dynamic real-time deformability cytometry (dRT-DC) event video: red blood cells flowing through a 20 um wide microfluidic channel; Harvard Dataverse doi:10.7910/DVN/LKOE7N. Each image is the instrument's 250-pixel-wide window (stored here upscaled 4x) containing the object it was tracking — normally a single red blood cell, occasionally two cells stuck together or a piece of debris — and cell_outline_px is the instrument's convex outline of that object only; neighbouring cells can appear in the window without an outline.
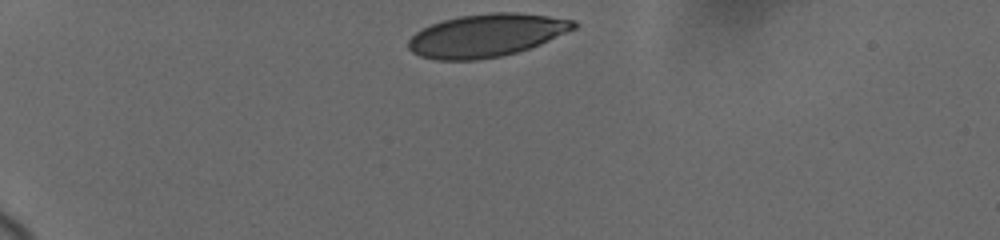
{"species": "human", "species_latin": "Homo sapiens", "temperature_condition": "cold", "stored_images_in_passage": 26, "camera_frame_rate_fps": 3000, "um_per_image_px": 0.085, "donor": {"sex": "female"}, "frame": {"image": 1, "passage_image": 1, "time_ms": 0.0, "image_size_px": [1000, 240], "cell_outline_px": [[580, 24], [576, 28], [540, 44], [516, 52], [500, 56], [476, 60], [436, 60], [420, 56], [412, 52], [408, 48], [408, 40], [416, 32], [432, 24], [444, 20], [460, 16], [488, 12], [516, 12], [548, 16], [576, 20]], "centroid_in_image_um": [41.36, 3.0], "position_along_channel_um": 43.6, "area_um2": 41.27}}
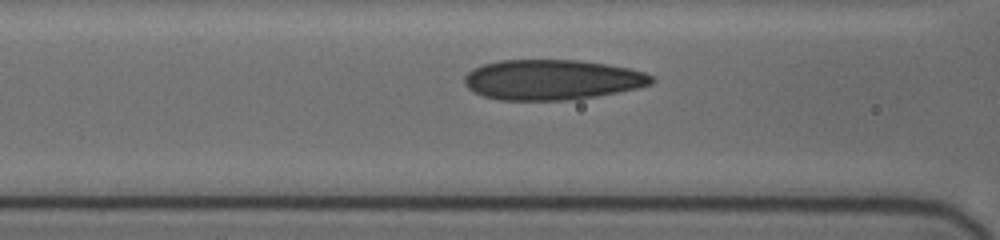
{"frame": {"image": 2, "passage_image": 18, "time_ms": 3.667, "image_size_px": [1000, 240], "cell_outline_px": [[656, 80], [652, 84], [636, 88], [576, 100], [500, 100], [484, 96], [468, 88], [464, 84], [464, 76], [472, 68], [484, 64], [500, 60], [580, 60], [608, 64], [628, 68], [644, 72], [652, 76]], "centroid_in_image_um": [46.92, 6.77], "position_along_channel_um": 119.7, "area_um2": 43.99}}
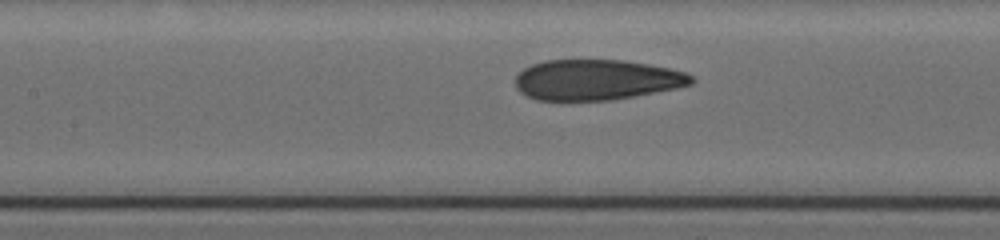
{"frame": {"image": 3, "passage_image": 22, "time_ms": 4.667, "image_size_px": [1000, 240], "cell_outline_px": [[696, 80], [692, 84], [680, 88], [636, 96], [612, 100], [536, 100], [524, 96], [516, 88], [516, 76], [524, 68], [532, 64], [544, 60], [624, 60], [648, 64], [668, 68], [684, 72], [692, 76]], "centroid_in_image_um": [50.72, 6.79], "position_along_channel_um": 156.7, "area_um2": 41.85}}